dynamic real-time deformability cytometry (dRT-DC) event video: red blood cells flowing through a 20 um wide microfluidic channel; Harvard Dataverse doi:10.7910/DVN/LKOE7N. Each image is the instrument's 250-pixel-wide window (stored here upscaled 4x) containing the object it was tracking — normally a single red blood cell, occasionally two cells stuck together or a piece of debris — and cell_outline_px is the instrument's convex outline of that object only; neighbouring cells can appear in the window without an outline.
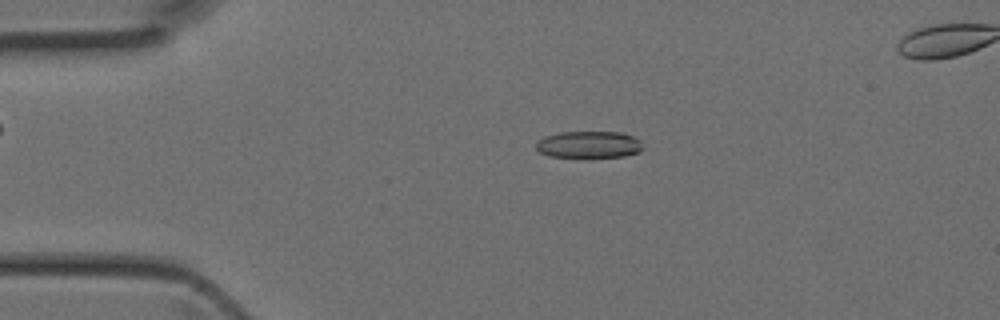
{"species": "Egyptian fruit bat (a non-hibernating species)", "species_latin": "Rousettus aegyptiacus", "temperature_condition": "room temperature", "stored_images_in_passage": 44, "camera_frame_rate_fps": 3000, "um_per_image_px": 0.085, "animal": {"sex": "female"}, "frame": {"image": 1, "passage_image": 10, "time_ms": 3.0, "image_size_px": [1000, 320], "cell_outline_px": [[644, 148], [640, 152], [624, 156], [548, 156], [540, 152], [536, 148], [536, 140], [544, 136], [560, 132], [620, 132], [632, 136], [640, 140]], "centroid_in_image_um": [50.05, 12.27], "position_along_channel_um": 34.9, "area_um2": 16.59}}
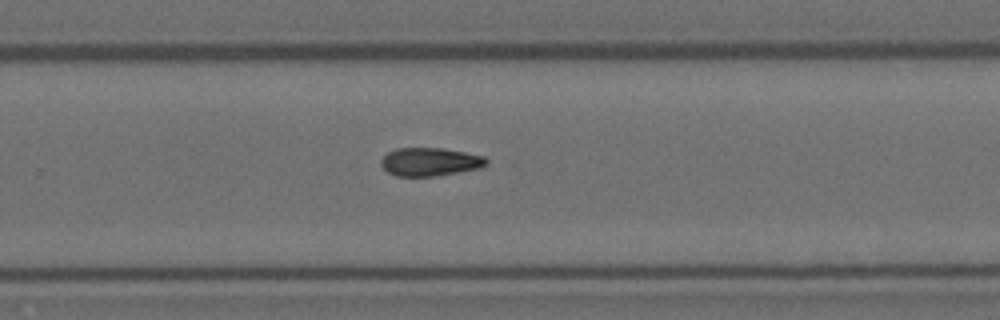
{"frame": {"image": 2, "passage_image": 29, "time_ms": 9.333, "image_size_px": [1000, 320], "cell_outline_px": [[488, 164], [480, 168], [432, 176], [396, 176], [388, 172], [380, 164], [380, 160], [388, 152], [396, 148], [444, 148], [484, 156], [488, 160]], "centroid_in_image_um": [36.54, 13.74], "position_along_channel_um": 293.3, "area_um2": 17.28}}
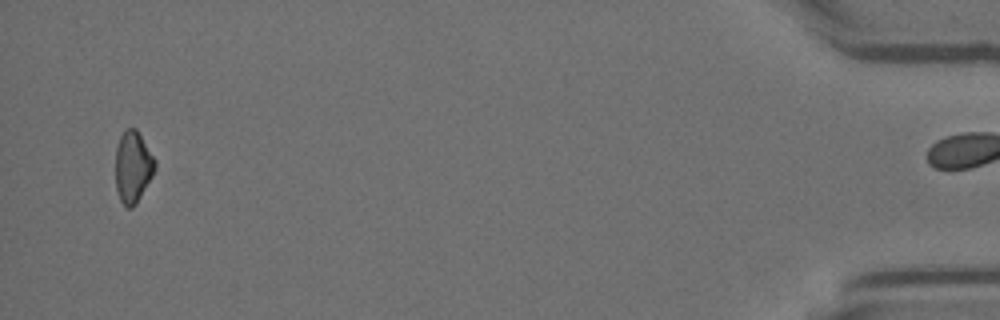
{"frame": {"image": 3, "passage_image": 43, "time_ms": 14.0, "image_size_px": [1000, 320], "cell_outline_px": [[156, 168], [152, 176], [136, 204], [132, 208], [128, 208], [120, 200], [116, 188], [116, 148], [120, 136], [124, 128], [136, 128], [156, 160]], "centroid_in_image_um": [11.3, 14.17], "position_along_channel_um": 423.9, "area_um2": 16.47}}